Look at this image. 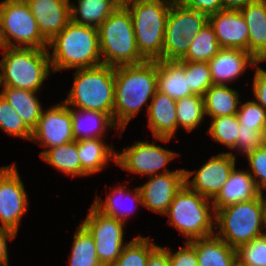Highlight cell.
I'll list each match as a JSON object with an SVG mask.
<instances>
[{
    "instance_id": "1",
    "label": "cell",
    "mask_w": 266,
    "mask_h": 266,
    "mask_svg": "<svg viewBox=\"0 0 266 266\" xmlns=\"http://www.w3.org/2000/svg\"><path fill=\"white\" fill-rule=\"evenodd\" d=\"M157 90V61L115 67L113 120L121 130L118 134Z\"/></svg>"
},
{
    "instance_id": "2",
    "label": "cell",
    "mask_w": 266,
    "mask_h": 266,
    "mask_svg": "<svg viewBox=\"0 0 266 266\" xmlns=\"http://www.w3.org/2000/svg\"><path fill=\"white\" fill-rule=\"evenodd\" d=\"M47 48L53 73L63 69L90 68L102 64L99 32L94 27L70 21L48 42Z\"/></svg>"
},
{
    "instance_id": "3",
    "label": "cell",
    "mask_w": 266,
    "mask_h": 266,
    "mask_svg": "<svg viewBox=\"0 0 266 266\" xmlns=\"http://www.w3.org/2000/svg\"><path fill=\"white\" fill-rule=\"evenodd\" d=\"M266 196L225 206L215 212V235L237 249L265 234ZM218 229V230H217Z\"/></svg>"
},
{
    "instance_id": "4",
    "label": "cell",
    "mask_w": 266,
    "mask_h": 266,
    "mask_svg": "<svg viewBox=\"0 0 266 266\" xmlns=\"http://www.w3.org/2000/svg\"><path fill=\"white\" fill-rule=\"evenodd\" d=\"M174 0H122L128 8L140 55L146 61L162 60L165 26Z\"/></svg>"
},
{
    "instance_id": "5",
    "label": "cell",
    "mask_w": 266,
    "mask_h": 266,
    "mask_svg": "<svg viewBox=\"0 0 266 266\" xmlns=\"http://www.w3.org/2000/svg\"><path fill=\"white\" fill-rule=\"evenodd\" d=\"M98 32L102 64L115 68L146 61L137 48L132 18L123 3L99 26Z\"/></svg>"
},
{
    "instance_id": "6",
    "label": "cell",
    "mask_w": 266,
    "mask_h": 266,
    "mask_svg": "<svg viewBox=\"0 0 266 266\" xmlns=\"http://www.w3.org/2000/svg\"><path fill=\"white\" fill-rule=\"evenodd\" d=\"M72 88L63 102L76 109L108 113L113 118L115 68L101 64L77 69Z\"/></svg>"
},
{
    "instance_id": "7",
    "label": "cell",
    "mask_w": 266,
    "mask_h": 266,
    "mask_svg": "<svg viewBox=\"0 0 266 266\" xmlns=\"http://www.w3.org/2000/svg\"><path fill=\"white\" fill-rule=\"evenodd\" d=\"M2 55L3 87L39 92L53 73L47 49L5 47Z\"/></svg>"
},
{
    "instance_id": "8",
    "label": "cell",
    "mask_w": 266,
    "mask_h": 266,
    "mask_svg": "<svg viewBox=\"0 0 266 266\" xmlns=\"http://www.w3.org/2000/svg\"><path fill=\"white\" fill-rule=\"evenodd\" d=\"M165 215L169 218L167 223L187 238L185 241L215 234L212 200L192 191L185 184L175 194Z\"/></svg>"
},
{
    "instance_id": "9",
    "label": "cell",
    "mask_w": 266,
    "mask_h": 266,
    "mask_svg": "<svg viewBox=\"0 0 266 266\" xmlns=\"http://www.w3.org/2000/svg\"><path fill=\"white\" fill-rule=\"evenodd\" d=\"M0 20L6 47L48 49L25 0L0 1Z\"/></svg>"
},
{
    "instance_id": "10",
    "label": "cell",
    "mask_w": 266,
    "mask_h": 266,
    "mask_svg": "<svg viewBox=\"0 0 266 266\" xmlns=\"http://www.w3.org/2000/svg\"><path fill=\"white\" fill-rule=\"evenodd\" d=\"M208 22V16L184 7L174 0L170 6L164 33L162 60H180L195 36Z\"/></svg>"
},
{
    "instance_id": "11",
    "label": "cell",
    "mask_w": 266,
    "mask_h": 266,
    "mask_svg": "<svg viewBox=\"0 0 266 266\" xmlns=\"http://www.w3.org/2000/svg\"><path fill=\"white\" fill-rule=\"evenodd\" d=\"M80 224L95 241L96 254L103 266H111L120 257L124 244L125 222L107 216L93 204Z\"/></svg>"
},
{
    "instance_id": "12",
    "label": "cell",
    "mask_w": 266,
    "mask_h": 266,
    "mask_svg": "<svg viewBox=\"0 0 266 266\" xmlns=\"http://www.w3.org/2000/svg\"><path fill=\"white\" fill-rule=\"evenodd\" d=\"M180 153L167 150L156 143L137 140L132 146L117 151L116 165L127 172L139 175H158L170 171L166 166ZM163 171L161 172L160 170Z\"/></svg>"
},
{
    "instance_id": "13",
    "label": "cell",
    "mask_w": 266,
    "mask_h": 266,
    "mask_svg": "<svg viewBox=\"0 0 266 266\" xmlns=\"http://www.w3.org/2000/svg\"><path fill=\"white\" fill-rule=\"evenodd\" d=\"M28 204V194L16 164L0 167V227L17 234Z\"/></svg>"
},
{
    "instance_id": "14",
    "label": "cell",
    "mask_w": 266,
    "mask_h": 266,
    "mask_svg": "<svg viewBox=\"0 0 266 266\" xmlns=\"http://www.w3.org/2000/svg\"><path fill=\"white\" fill-rule=\"evenodd\" d=\"M235 165L236 155L232 151L212 155L199 170H184L185 185L212 200L228 180ZM194 174L193 179L189 180Z\"/></svg>"
},
{
    "instance_id": "15",
    "label": "cell",
    "mask_w": 266,
    "mask_h": 266,
    "mask_svg": "<svg viewBox=\"0 0 266 266\" xmlns=\"http://www.w3.org/2000/svg\"><path fill=\"white\" fill-rule=\"evenodd\" d=\"M70 107L63 101L49 109H43L31 141L50 149L74 141Z\"/></svg>"
},
{
    "instance_id": "16",
    "label": "cell",
    "mask_w": 266,
    "mask_h": 266,
    "mask_svg": "<svg viewBox=\"0 0 266 266\" xmlns=\"http://www.w3.org/2000/svg\"><path fill=\"white\" fill-rule=\"evenodd\" d=\"M184 170L182 168L165 174L148 176L150 179L143 185L138 186L142 206L165 215L175 194L185 184Z\"/></svg>"
},
{
    "instance_id": "17",
    "label": "cell",
    "mask_w": 266,
    "mask_h": 266,
    "mask_svg": "<svg viewBox=\"0 0 266 266\" xmlns=\"http://www.w3.org/2000/svg\"><path fill=\"white\" fill-rule=\"evenodd\" d=\"M42 36L49 42L71 21L70 0H25Z\"/></svg>"
},
{
    "instance_id": "18",
    "label": "cell",
    "mask_w": 266,
    "mask_h": 266,
    "mask_svg": "<svg viewBox=\"0 0 266 266\" xmlns=\"http://www.w3.org/2000/svg\"><path fill=\"white\" fill-rule=\"evenodd\" d=\"M221 48L248 52V27L240 10H222L208 17Z\"/></svg>"
},
{
    "instance_id": "19",
    "label": "cell",
    "mask_w": 266,
    "mask_h": 266,
    "mask_svg": "<svg viewBox=\"0 0 266 266\" xmlns=\"http://www.w3.org/2000/svg\"><path fill=\"white\" fill-rule=\"evenodd\" d=\"M208 64L213 85H227L239 78L246 68H255L258 61L244 50L221 48Z\"/></svg>"
},
{
    "instance_id": "20",
    "label": "cell",
    "mask_w": 266,
    "mask_h": 266,
    "mask_svg": "<svg viewBox=\"0 0 266 266\" xmlns=\"http://www.w3.org/2000/svg\"><path fill=\"white\" fill-rule=\"evenodd\" d=\"M146 110L153 138L169 142L178 129L176 100L157 90Z\"/></svg>"
},
{
    "instance_id": "21",
    "label": "cell",
    "mask_w": 266,
    "mask_h": 266,
    "mask_svg": "<svg viewBox=\"0 0 266 266\" xmlns=\"http://www.w3.org/2000/svg\"><path fill=\"white\" fill-rule=\"evenodd\" d=\"M261 194L248 170H237L235 165L228 180L212 199L214 211L231 204L252 200Z\"/></svg>"
},
{
    "instance_id": "22",
    "label": "cell",
    "mask_w": 266,
    "mask_h": 266,
    "mask_svg": "<svg viewBox=\"0 0 266 266\" xmlns=\"http://www.w3.org/2000/svg\"><path fill=\"white\" fill-rule=\"evenodd\" d=\"M104 138H90L77 141V154L81 162V176H89L115 161L117 151L114 146L106 145Z\"/></svg>"
},
{
    "instance_id": "23",
    "label": "cell",
    "mask_w": 266,
    "mask_h": 266,
    "mask_svg": "<svg viewBox=\"0 0 266 266\" xmlns=\"http://www.w3.org/2000/svg\"><path fill=\"white\" fill-rule=\"evenodd\" d=\"M72 132L76 141L90 138H105L107 129L120 130L108 113L70 107ZM109 127V128H108Z\"/></svg>"
},
{
    "instance_id": "24",
    "label": "cell",
    "mask_w": 266,
    "mask_h": 266,
    "mask_svg": "<svg viewBox=\"0 0 266 266\" xmlns=\"http://www.w3.org/2000/svg\"><path fill=\"white\" fill-rule=\"evenodd\" d=\"M240 11L248 27V52L262 60L266 55V0H256Z\"/></svg>"
},
{
    "instance_id": "25",
    "label": "cell",
    "mask_w": 266,
    "mask_h": 266,
    "mask_svg": "<svg viewBox=\"0 0 266 266\" xmlns=\"http://www.w3.org/2000/svg\"><path fill=\"white\" fill-rule=\"evenodd\" d=\"M157 88L174 100L193 95L185 76V61L157 60Z\"/></svg>"
},
{
    "instance_id": "26",
    "label": "cell",
    "mask_w": 266,
    "mask_h": 266,
    "mask_svg": "<svg viewBox=\"0 0 266 266\" xmlns=\"http://www.w3.org/2000/svg\"><path fill=\"white\" fill-rule=\"evenodd\" d=\"M111 189V193H109L104 202L96 195L93 205L105 215L126 222L128 217L138 208L139 204L142 205L140 190L138 186L134 187L135 190L133 191L122 184ZM126 200L127 202L130 200V204H127ZM124 201L127 206H130L127 207Z\"/></svg>"
},
{
    "instance_id": "27",
    "label": "cell",
    "mask_w": 266,
    "mask_h": 266,
    "mask_svg": "<svg viewBox=\"0 0 266 266\" xmlns=\"http://www.w3.org/2000/svg\"><path fill=\"white\" fill-rule=\"evenodd\" d=\"M196 250L199 266H234L236 249L215 234L188 241Z\"/></svg>"
},
{
    "instance_id": "28",
    "label": "cell",
    "mask_w": 266,
    "mask_h": 266,
    "mask_svg": "<svg viewBox=\"0 0 266 266\" xmlns=\"http://www.w3.org/2000/svg\"><path fill=\"white\" fill-rule=\"evenodd\" d=\"M71 2V21L74 23L99 28V26L122 4V0H77Z\"/></svg>"
},
{
    "instance_id": "29",
    "label": "cell",
    "mask_w": 266,
    "mask_h": 266,
    "mask_svg": "<svg viewBox=\"0 0 266 266\" xmlns=\"http://www.w3.org/2000/svg\"><path fill=\"white\" fill-rule=\"evenodd\" d=\"M37 93L14 87H3L1 94L31 130L36 127L43 111V107L36 96Z\"/></svg>"
},
{
    "instance_id": "30",
    "label": "cell",
    "mask_w": 266,
    "mask_h": 266,
    "mask_svg": "<svg viewBox=\"0 0 266 266\" xmlns=\"http://www.w3.org/2000/svg\"><path fill=\"white\" fill-rule=\"evenodd\" d=\"M238 93L227 85H212L203 96L205 117L236 115L240 102Z\"/></svg>"
},
{
    "instance_id": "31",
    "label": "cell",
    "mask_w": 266,
    "mask_h": 266,
    "mask_svg": "<svg viewBox=\"0 0 266 266\" xmlns=\"http://www.w3.org/2000/svg\"><path fill=\"white\" fill-rule=\"evenodd\" d=\"M42 160L69 176H81V162L77 154V141L55 146L40 152Z\"/></svg>"
},
{
    "instance_id": "32",
    "label": "cell",
    "mask_w": 266,
    "mask_h": 266,
    "mask_svg": "<svg viewBox=\"0 0 266 266\" xmlns=\"http://www.w3.org/2000/svg\"><path fill=\"white\" fill-rule=\"evenodd\" d=\"M220 49L217 36L210 23L207 22L199 33L193 36L187 53L180 61L209 62Z\"/></svg>"
},
{
    "instance_id": "33",
    "label": "cell",
    "mask_w": 266,
    "mask_h": 266,
    "mask_svg": "<svg viewBox=\"0 0 266 266\" xmlns=\"http://www.w3.org/2000/svg\"><path fill=\"white\" fill-rule=\"evenodd\" d=\"M73 240L69 266H103L97 257L93 237L80 223Z\"/></svg>"
},
{
    "instance_id": "34",
    "label": "cell",
    "mask_w": 266,
    "mask_h": 266,
    "mask_svg": "<svg viewBox=\"0 0 266 266\" xmlns=\"http://www.w3.org/2000/svg\"><path fill=\"white\" fill-rule=\"evenodd\" d=\"M176 114L178 127L192 132L205 119L203 97L193 94L176 100Z\"/></svg>"
},
{
    "instance_id": "35",
    "label": "cell",
    "mask_w": 266,
    "mask_h": 266,
    "mask_svg": "<svg viewBox=\"0 0 266 266\" xmlns=\"http://www.w3.org/2000/svg\"><path fill=\"white\" fill-rule=\"evenodd\" d=\"M157 246L150 237L135 236L127 243L120 257L111 266H146L149 254Z\"/></svg>"
},
{
    "instance_id": "36",
    "label": "cell",
    "mask_w": 266,
    "mask_h": 266,
    "mask_svg": "<svg viewBox=\"0 0 266 266\" xmlns=\"http://www.w3.org/2000/svg\"><path fill=\"white\" fill-rule=\"evenodd\" d=\"M207 133L214 141L234 150L239 133L237 114L211 118Z\"/></svg>"
},
{
    "instance_id": "37",
    "label": "cell",
    "mask_w": 266,
    "mask_h": 266,
    "mask_svg": "<svg viewBox=\"0 0 266 266\" xmlns=\"http://www.w3.org/2000/svg\"><path fill=\"white\" fill-rule=\"evenodd\" d=\"M0 130L10 136L30 141L32 138V130L2 96H0Z\"/></svg>"
},
{
    "instance_id": "38",
    "label": "cell",
    "mask_w": 266,
    "mask_h": 266,
    "mask_svg": "<svg viewBox=\"0 0 266 266\" xmlns=\"http://www.w3.org/2000/svg\"><path fill=\"white\" fill-rule=\"evenodd\" d=\"M185 76H188V86L192 93L202 97L213 85L208 62L185 61Z\"/></svg>"
},
{
    "instance_id": "39",
    "label": "cell",
    "mask_w": 266,
    "mask_h": 266,
    "mask_svg": "<svg viewBox=\"0 0 266 266\" xmlns=\"http://www.w3.org/2000/svg\"><path fill=\"white\" fill-rule=\"evenodd\" d=\"M236 252L243 266H266V234L240 245Z\"/></svg>"
},
{
    "instance_id": "40",
    "label": "cell",
    "mask_w": 266,
    "mask_h": 266,
    "mask_svg": "<svg viewBox=\"0 0 266 266\" xmlns=\"http://www.w3.org/2000/svg\"><path fill=\"white\" fill-rule=\"evenodd\" d=\"M239 127L263 131L266 125V110L256 101L241 103L237 112Z\"/></svg>"
},
{
    "instance_id": "41",
    "label": "cell",
    "mask_w": 266,
    "mask_h": 266,
    "mask_svg": "<svg viewBox=\"0 0 266 266\" xmlns=\"http://www.w3.org/2000/svg\"><path fill=\"white\" fill-rule=\"evenodd\" d=\"M246 159L249 162L250 170L248 172L254 178L255 183L262 194L266 189V146H261L259 149L248 154Z\"/></svg>"
},
{
    "instance_id": "42",
    "label": "cell",
    "mask_w": 266,
    "mask_h": 266,
    "mask_svg": "<svg viewBox=\"0 0 266 266\" xmlns=\"http://www.w3.org/2000/svg\"><path fill=\"white\" fill-rule=\"evenodd\" d=\"M263 146V131L254 128L239 127L235 150L243 155H248Z\"/></svg>"
},
{
    "instance_id": "43",
    "label": "cell",
    "mask_w": 266,
    "mask_h": 266,
    "mask_svg": "<svg viewBox=\"0 0 266 266\" xmlns=\"http://www.w3.org/2000/svg\"><path fill=\"white\" fill-rule=\"evenodd\" d=\"M185 246L173 252L169 247H165L169 255V266H199L197 252L188 242L184 241Z\"/></svg>"
},
{
    "instance_id": "44",
    "label": "cell",
    "mask_w": 266,
    "mask_h": 266,
    "mask_svg": "<svg viewBox=\"0 0 266 266\" xmlns=\"http://www.w3.org/2000/svg\"><path fill=\"white\" fill-rule=\"evenodd\" d=\"M184 7L199 11L208 17L224 10L221 0H177Z\"/></svg>"
},
{
    "instance_id": "45",
    "label": "cell",
    "mask_w": 266,
    "mask_h": 266,
    "mask_svg": "<svg viewBox=\"0 0 266 266\" xmlns=\"http://www.w3.org/2000/svg\"><path fill=\"white\" fill-rule=\"evenodd\" d=\"M253 96L255 101L266 110V72L259 64L255 67L253 76Z\"/></svg>"
},
{
    "instance_id": "46",
    "label": "cell",
    "mask_w": 266,
    "mask_h": 266,
    "mask_svg": "<svg viewBox=\"0 0 266 266\" xmlns=\"http://www.w3.org/2000/svg\"><path fill=\"white\" fill-rule=\"evenodd\" d=\"M15 236L14 232L0 227V266H9L7 240L11 241Z\"/></svg>"
},
{
    "instance_id": "47",
    "label": "cell",
    "mask_w": 266,
    "mask_h": 266,
    "mask_svg": "<svg viewBox=\"0 0 266 266\" xmlns=\"http://www.w3.org/2000/svg\"><path fill=\"white\" fill-rule=\"evenodd\" d=\"M146 266H169V255L167 249L157 246L149 254Z\"/></svg>"
},
{
    "instance_id": "48",
    "label": "cell",
    "mask_w": 266,
    "mask_h": 266,
    "mask_svg": "<svg viewBox=\"0 0 266 266\" xmlns=\"http://www.w3.org/2000/svg\"><path fill=\"white\" fill-rule=\"evenodd\" d=\"M224 10H240L256 0H221Z\"/></svg>"
},
{
    "instance_id": "49",
    "label": "cell",
    "mask_w": 266,
    "mask_h": 266,
    "mask_svg": "<svg viewBox=\"0 0 266 266\" xmlns=\"http://www.w3.org/2000/svg\"><path fill=\"white\" fill-rule=\"evenodd\" d=\"M6 47L3 35H2V28H1V20H0V50L3 51V49Z\"/></svg>"
},
{
    "instance_id": "50",
    "label": "cell",
    "mask_w": 266,
    "mask_h": 266,
    "mask_svg": "<svg viewBox=\"0 0 266 266\" xmlns=\"http://www.w3.org/2000/svg\"><path fill=\"white\" fill-rule=\"evenodd\" d=\"M263 145L266 146V125L263 130Z\"/></svg>"
},
{
    "instance_id": "51",
    "label": "cell",
    "mask_w": 266,
    "mask_h": 266,
    "mask_svg": "<svg viewBox=\"0 0 266 266\" xmlns=\"http://www.w3.org/2000/svg\"><path fill=\"white\" fill-rule=\"evenodd\" d=\"M3 85V78H2V72H0V87ZM2 94V90L0 91V96Z\"/></svg>"
},
{
    "instance_id": "52",
    "label": "cell",
    "mask_w": 266,
    "mask_h": 266,
    "mask_svg": "<svg viewBox=\"0 0 266 266\" xmlns=\"http://www.w3.org/2000/svg\"><path fill=\"white\" fill-rule=\"evenodd\" d=\"M265 61H266V55L262 58V60H259V61H258V64L261 63V62L263 63V62H265Z\"/></svg>"
},
{
    "instance_id": "53",
    "label": "cell",
    "mask_w": 266,
    "mask_h": 266,
    "mask_svg": "<svg viewBox=\"0 0 266 266\" xmlns=\"http://www.w3.org/2000/svg\"><path fill=\"white\" fill-rule=\"evenodd\" d=\"M234 266H243V265H241L238 261L235 263V265Z\"/></svg>"
}]
</instances>
